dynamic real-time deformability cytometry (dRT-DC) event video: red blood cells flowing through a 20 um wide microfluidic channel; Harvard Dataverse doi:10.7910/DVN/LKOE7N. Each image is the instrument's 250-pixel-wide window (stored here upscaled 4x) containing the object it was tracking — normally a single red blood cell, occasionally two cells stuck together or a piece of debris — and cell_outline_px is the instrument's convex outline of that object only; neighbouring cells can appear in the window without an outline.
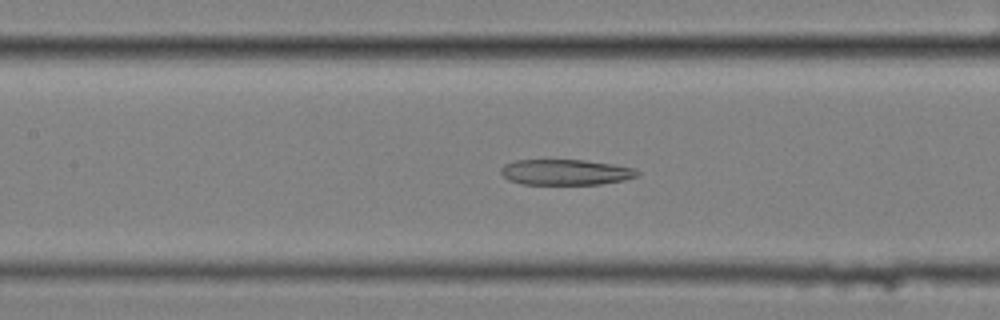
{"species": "common noctule bat (a hibernating species)", "species_latin": "Nyctalus noctula", "temperature_condition": "cold", "stored_images_in_passage": 52, "camera_frame_rate_fps": 3000, "um_per_image_px": 0.085, "animal": {"sex": "female", "body_mass_g": 25.1}, "frame": {"image": 1, "passage_image": 20, "time_ms": 6.333, "image_size_px": [1000, 320], "cell_outline_px": [[640, 172], [636, 176], [624, 180], [600, 184], [524, 184], [508, 180], [500, 172], [500, 168], [504, 164], [516, 160], [584, 160], [612, 164], [632, 168]], "centroid_in_image_um": [48.04, 14.63], "position_along_channel_um": 159.4, "area_um2": 20.23}}
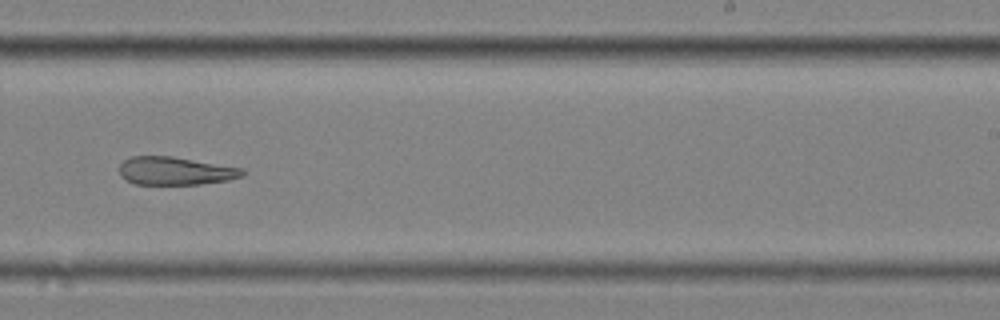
{"frame": {"image": 2, "passage_image": 30, "time_ms": 9.667, "image_size_px": [1000, 320], "cell_outline_px": [[248, 172], [244, 176], [228, 180], [200, 184], [136, 184], [120, 176], [120, 164], [124, 160], [132, 156], [172, 156], [244, 168]], "centroid_in_image_um": [14.96, 14.52], "position_along_channel_um": 274.0, "area_um2": 20.23}}
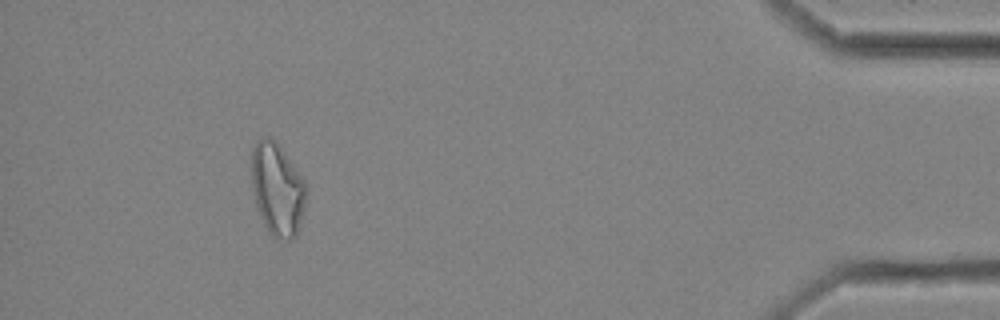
{"frame": {"image": 3, "passage_image": 47, "time_ms": 15.333, "image_size_px": [1000, 320], "cell_outline_px": [[304, 208], [296, 236], [288, 240], [276, 240], [268, 232], [256, 208], [252, 188], [252, 148], [256, 140], [268, 136], [276, 140], [304, 180]], "centroid_in_image_um": [23.54, 16.09], "position_along_channel_um": 411.7, "area_um2": 29.36}}